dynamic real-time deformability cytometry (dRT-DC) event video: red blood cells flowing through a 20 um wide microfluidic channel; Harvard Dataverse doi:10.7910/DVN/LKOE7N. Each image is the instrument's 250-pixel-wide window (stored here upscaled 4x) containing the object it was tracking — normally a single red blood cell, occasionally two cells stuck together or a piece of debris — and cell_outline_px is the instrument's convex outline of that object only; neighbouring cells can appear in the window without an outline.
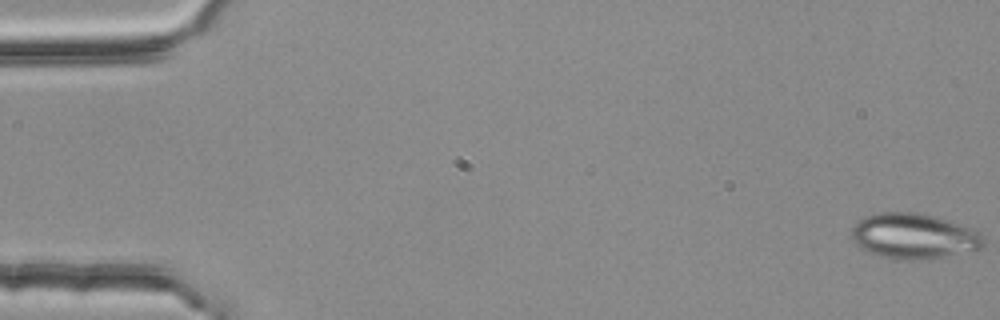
{"species": "common noctule bat (a hibernating species)", "species_latin": "Nyctalus noctula", "temperature_condition": "room temperature", "stored_images_in_passage": 4, "camera_frame_rate_fps": 3000, "um_per_image_px": 0.085, "animal": {"sex": "female", "body_mass_g": 25.1}, "frame": {"image": 1, "passage_image": 1, "time_ms": 0.0, "image_size_px": [1000, 320], "cell_outline_px": [[984, 248], [976, 252], [920, 260], [904, 260], [880, 256], [860, 248], [852, 240], [852, 228], [864, 216], [880, 212], [916, 212], [936, 216], [980, 232], [984, 236]], "centroid_in_image_um": [77.73, 20.09], "position_along_channel_um": 7.3, "area_um2": 35.32}}